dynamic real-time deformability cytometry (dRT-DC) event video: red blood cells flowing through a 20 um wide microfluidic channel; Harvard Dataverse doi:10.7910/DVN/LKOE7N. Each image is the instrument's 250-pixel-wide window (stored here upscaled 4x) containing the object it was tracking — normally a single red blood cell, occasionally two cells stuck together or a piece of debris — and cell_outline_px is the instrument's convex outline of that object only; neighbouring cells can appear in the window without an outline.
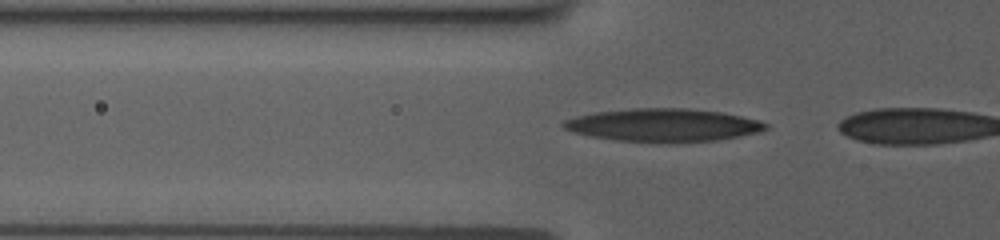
{"species": "human", "species_latin": "Homo sapiens", "temperature_condition": "room temperature", "stored_images_in_passage": 4, "camera_frame_rate_fps": 3000, "um_per_image_px": 0.085, "donor": {"sex": "female"}, "frame": {"image": 1, "passage_image": 2, "time_ms": 0.333, "image_size_px": [1000, 240], "cell_outline_px": [[768, 128], [760, 132], [716, 140], [676, 144], [616, 140], [592, 136], [572, 132], [564, 128], [560, 124], [564, 120], [576, 116], [596, 112], [632, 108], [688, 108], [720, 112], [760, 120], [768, 124]], "centroid_in_image_um": [56.38, 10.64], "position_along_channel_um": 69.4, "area_um2": 39.25}}